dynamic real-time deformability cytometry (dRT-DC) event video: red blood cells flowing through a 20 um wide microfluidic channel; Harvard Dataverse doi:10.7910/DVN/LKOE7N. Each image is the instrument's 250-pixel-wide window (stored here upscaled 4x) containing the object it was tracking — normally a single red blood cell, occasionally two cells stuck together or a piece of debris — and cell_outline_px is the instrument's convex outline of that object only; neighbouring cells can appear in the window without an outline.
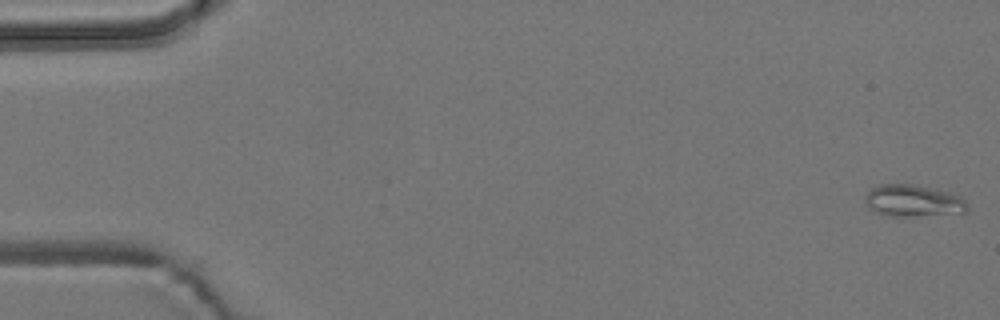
{"species": "common noctule bat (a hibernating species)", "species_latin": "Nyctalus noctula", "temperature_condition": "room temperature", "stored_images_in_passage": 52, "camera_frame_rate_fps": 3000, "um_per_image_px": 0.085, "animal": {"sex": "male", "body_mass_g": 19.2, "forearm_length_mm": 51.8}, "frame": {"image": 1, "passage_image": 1, "time_ms": 0.0, "image_size_px": [1000, 320], "cell_outline_px": [[968, 212], [912, 216], [888, 216], [876, 212], [868, 208], [864, 200], [864, 196], [876, 184], [912, 184], [936, 188], [960, 196], [968, 204]], "centroid_in_image_um": [77.6, 17.06], "position_along_channel_um": 7.4, "area_um2": 19.19}}
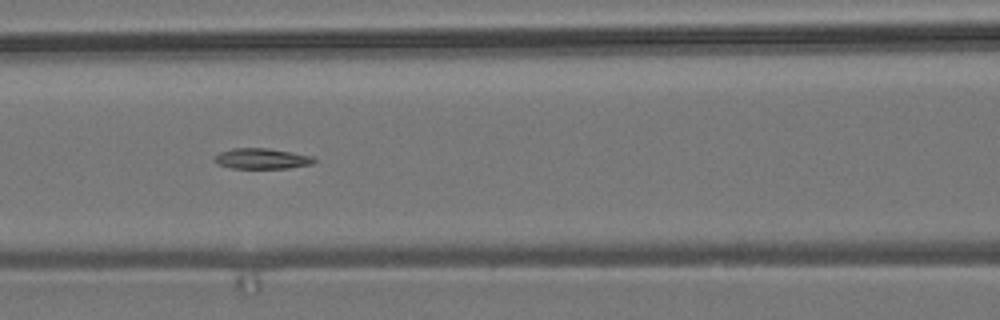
{"frame": {"image": 2, "passage_image": 24, "time_ms": 7.667, "image_size_px": [1000, 320], "cell_outline_px": [[316, 160], [312, 164], [288, 168], [232, 168], [216, 164], [212, 160], [220, 152], [232, 148], [268, 148], [312, 156]], "centroid_in_image_um": [22.22, 13.48], "position_along_channel_um": 144.4, "area_um2": 11.91}}
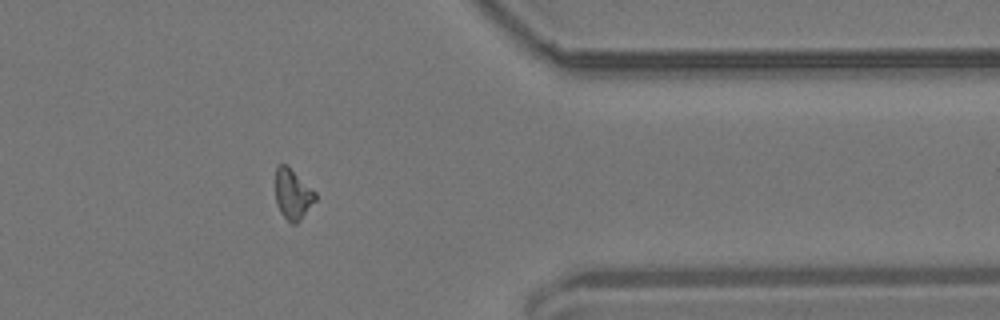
{"frame": {"image": 3, "passage_image": 45, "time_ms": 14.667, "image_size_px": [1000, 320], "cell_outline_px": [[316, 200], [300, 220], [296, 224], [292, 224], [280, 212], [276, 204], [276, 168], [280, 164], [288, 164], [316, 192]], "centroid_in_image_um": [24.89, 16.49], "position_along_channel_um": 386.5, "area_um2": 11.79}}